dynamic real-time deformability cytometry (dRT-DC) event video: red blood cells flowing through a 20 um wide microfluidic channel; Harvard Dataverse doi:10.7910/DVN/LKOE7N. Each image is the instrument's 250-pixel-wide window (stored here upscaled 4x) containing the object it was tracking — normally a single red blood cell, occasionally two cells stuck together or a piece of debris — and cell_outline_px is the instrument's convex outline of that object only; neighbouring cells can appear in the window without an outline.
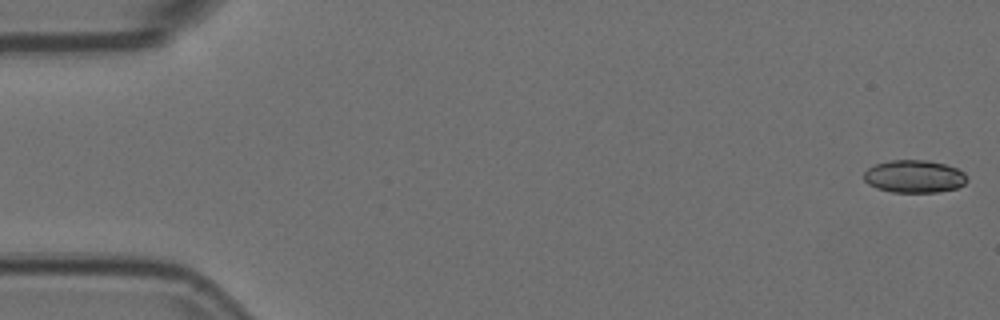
{"species": "Egyptian fruit bat (a non-hibernating species)", "species_latin": "Rousettus aegyptiacus", "temperature_condition": "room temperature", "stored_images_in_passage": 56, "camera_frame_rate_fps": 3000, "um_per_image_px": 0.085, "animal": {"sex": "female"}, "frame": {"image": 1, "passage_image": 1, "time_ms": 0.0, "image_size_px": [1000, 320], "cell_outline_px": [[968, 180], [964, 184], [956, 188], [936, 192], [892, 192], [876, 188], [868, 184], [864, 180], [864, 172], [868, 168], [876, 164], [892, 160], [928, 160], [944, 164], [956, 168], [964, 172], [968, 176]], "centroid_in_image_um": [77.72, 15.0], "position_along_channel_um": 7.3, "area_um2": 19.65}}
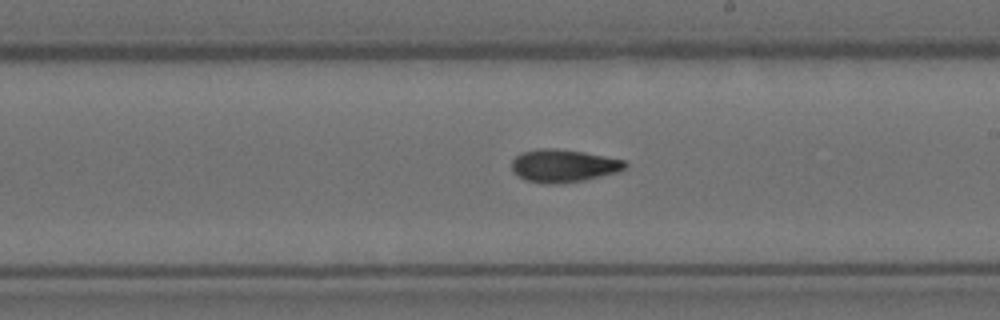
{"frame": {"image": 2, "passage_image": 32, "time_ms": 10.333, "image_size_px": [1000, 320], "cell_outline_px": [[628, 164], [624, 168], [616, 172], [584, 180], [560, 184], [544, 184], [524, 180], [512, 172], [512, 160], [516, 156], [524, 152], [540, 148], [556, 148], [584, 152], [624, 160]], "centroid_in_image_um": [47.85, 14.1], "position_along_channel_um": 241.1, "area_um2": 21.68}}
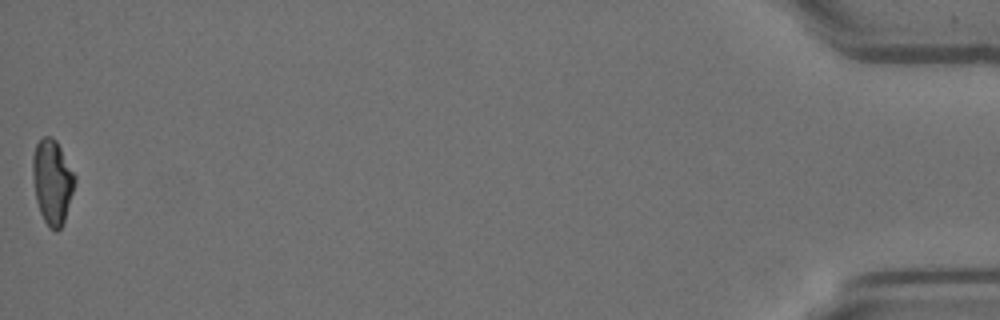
{"frame": {"image": 3, "passage_image": 56, "time_ms": 18.333, "image_size_px": [1000, 320], "cell_outline_px": [[76, 180], [64, 220], [60, 228], [56, 232], [48, 228], [40, 212], [36, 200], [32, 176], [32, 156], [36, 144], [44, 136], [52, 136], [56, 140], [76, 176]], "centroid_in_image_um": [4.43, 15.44], "position_along_channel_um": 430.8, "area_um2": 20.75}, "authors_computed_cell_mechanics": {"area_um2": 20.7213, "velocity_mm_per_s": 3.6288, "shape_relaxation_time_tau1_ms": 7.2191, "shape_relaxation_time_tau2_ms": 4.0759, "deformation_change_tau1": 0.2185, "deformation_change_tau2": 0.1108}}